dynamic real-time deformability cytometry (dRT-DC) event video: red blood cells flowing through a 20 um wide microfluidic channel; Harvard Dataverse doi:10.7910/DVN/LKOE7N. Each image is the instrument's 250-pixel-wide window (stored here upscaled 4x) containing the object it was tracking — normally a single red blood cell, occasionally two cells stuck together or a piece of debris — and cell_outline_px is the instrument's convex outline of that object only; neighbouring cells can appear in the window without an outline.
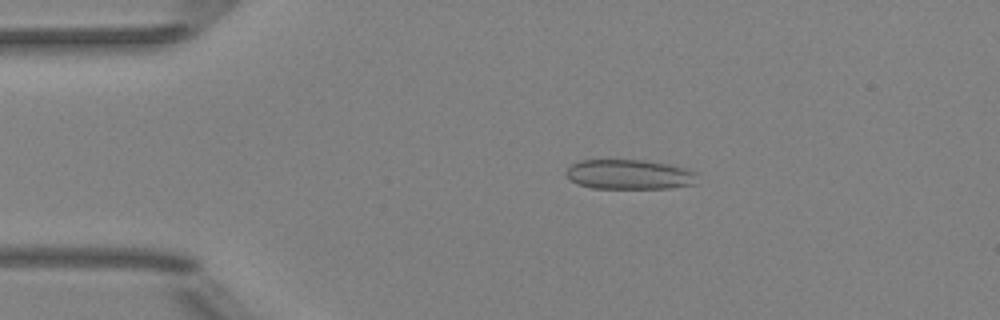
{"species": "Egyptian fruit bat (a non-hibernating species)", "species_latin": "Rousettus aegyptiacus", "temperature_condition": "room temperature", "stored_images_in_passage": 5, "camera_frame_rate_fps": 3000, "um_per_image_px": 0.085, "animal": {"sex": "female"}, "frame": {"image": 1, "passage_image": 1, "time_ms": 0.0, "image_size_px": [1000, 320], "cell_outline_px": [[696, 172], [692, 184], [672, 188], [592, 188], [580, 184], [572, 180], [568, 176], [568, 168], [572, 164], [580, 160], [644, 160], [668, 164], [688, 168]], "centroid_in_image_um": [53.51, 14.82], "position_along_channel_um": 31.5, "area_um2": 22.43}}
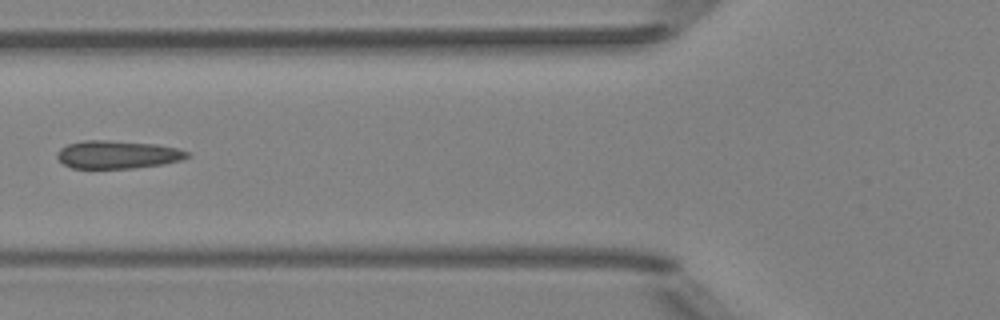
{"frame": {"image": 2, "passage_image": 4, "time_ms": 3.333, "image_size_px": [1000, 320], "cell_outline_px": [[188, 156], [180, 160], [164, 164], [132, 168], [72, 168], [64, 164], [56, 156], [56, 152], [60, 148], [68, 144], [84, 140], [108, 140], [160, 144], [176, 148], [188, 152]], "centroid_in_image_um": [9.97, 13.13], "position_along_channel_um": 115.8, "area_um2": 21.21}}
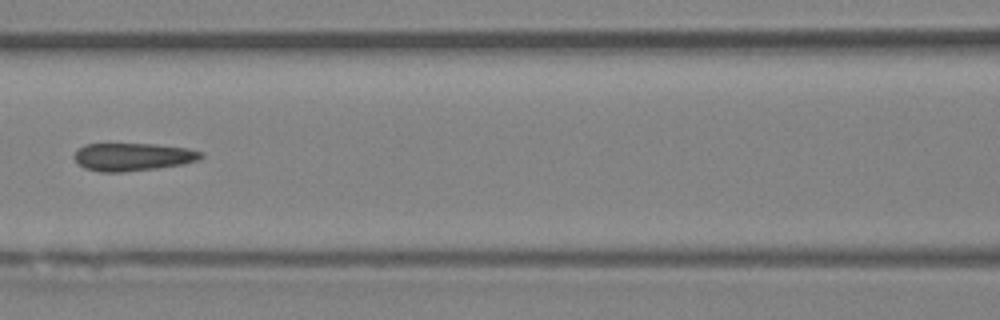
{"frame": {"image": 3, "passage_image": 5, "time_ms": 4.333, "image_size_px": [1000, 320], "cell_outline_px": [[204, 156], [200, 160], [184, 164], [156, 168], [120, 172], [100, 172], [84, 168], [72, 156], [84, 144], [156, 144], [188, 148], [204, 152]], "centroid_in_image_um": [11.34, 13.33], "position_along_channel_um": 155.3, "area_um2": 20.63}}